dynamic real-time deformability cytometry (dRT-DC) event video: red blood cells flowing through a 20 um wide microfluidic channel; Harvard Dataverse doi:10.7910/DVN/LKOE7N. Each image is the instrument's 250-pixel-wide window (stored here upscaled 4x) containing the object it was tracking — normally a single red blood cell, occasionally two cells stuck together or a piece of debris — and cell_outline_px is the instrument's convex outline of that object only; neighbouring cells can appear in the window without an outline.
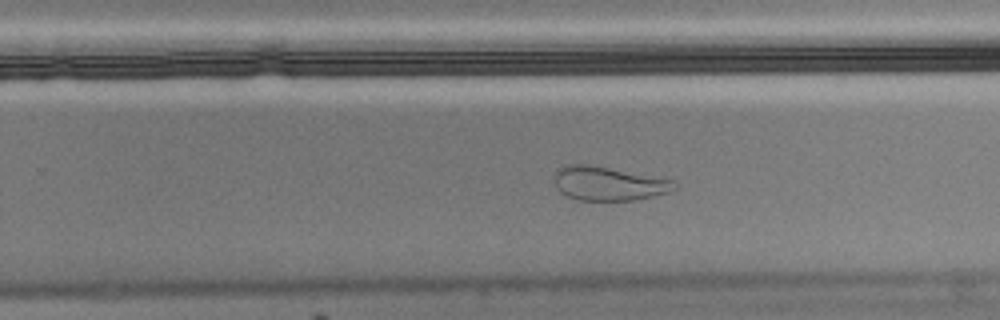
{"species": "Egyptian fruit bat (a non-hibernating species)", "species_latin": "Rousettus aegyptiacus", "temperature_condition": "cold", "stored_images_in_passage": 50, "camera_frame_rate_fps": 3000, "um_per_image_px": 0.085, "animal": {"sex": "male"}, "frame": {"image": 1, "passage_image": 29, "time_ms": 9.333, "image_size_px": [1000, 320], "cell_outline_px": [[676, 188], [668, 192], [636, 200], [580, 200], [568, 196], [560, 192], [556, 188], [556, 168], [564, 164], [588, 164], [672, 180], [676, 184]], "centroid_in_image_um": [51.68, 15.6], "position_along_channel_um": 278.1, "area_um2": 23.41}, "authors_computed_cell_mechanics": {"area_um2": 23.7269, "velocity_mm_per_s": 3.4724, "shape_relaxation_time_tau1_ms": null, "shape_relaxation_time_tau2_ms": 1.872, "deformation_change_tau1": null, "deformation_change_tau2": 0.084}}